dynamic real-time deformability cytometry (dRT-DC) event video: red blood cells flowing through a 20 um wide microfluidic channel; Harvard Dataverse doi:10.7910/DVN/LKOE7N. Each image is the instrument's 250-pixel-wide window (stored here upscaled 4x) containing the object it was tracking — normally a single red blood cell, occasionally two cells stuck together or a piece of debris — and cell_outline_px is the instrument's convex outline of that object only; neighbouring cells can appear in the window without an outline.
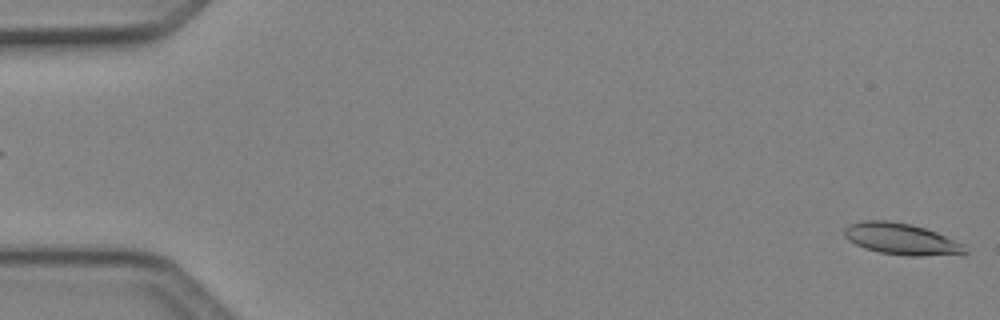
{"species": "Egyptian fruit bat (a non-hibernating species)", "species_latin": "Rousettus aegyptiacus", "temperature_condition": "cold", "stored_images_in_passage": 5, "camera_frame_rate_fps": 3000, "um_per_image_px": 0.085, "animal": {"sex": "female"}, "frame": {"image": 1, "passage_image": 5, "time_ms": 1.333, "image_size_px": [1000, 320], "cell_outline_px": [[968, 252], [964, 256], [908, 256], [880, 252], [864, 248], [848, 240], [844, 236], [844, 228], [848, 224], [864, 220], [888, 220], [912, 224], [936, 232], [964, 244]], "centroid_in_image_um": [76.67, 20.33], "position_along_channel_um": 8.3, "area_um2": 22.6}}